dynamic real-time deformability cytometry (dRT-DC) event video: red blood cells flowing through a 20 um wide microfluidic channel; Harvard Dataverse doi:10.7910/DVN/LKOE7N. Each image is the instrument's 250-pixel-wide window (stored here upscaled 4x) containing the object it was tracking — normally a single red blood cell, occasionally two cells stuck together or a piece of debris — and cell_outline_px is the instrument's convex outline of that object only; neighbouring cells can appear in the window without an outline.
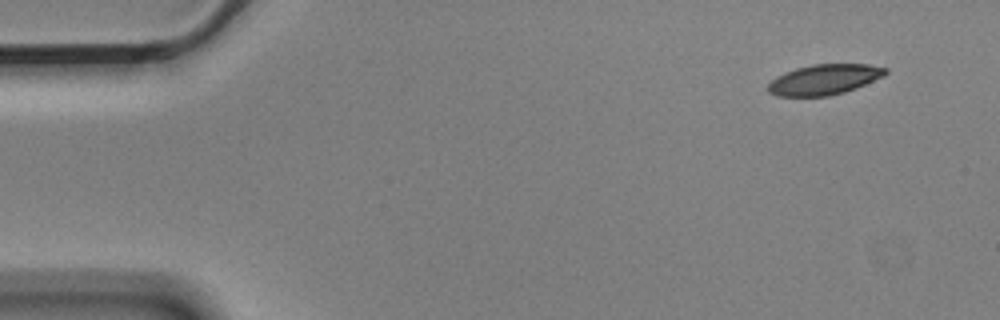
{"species": "Egyptian fruit bat (a non-hibernating species)", "species_latin": "Rousettus aegyptiacus", "temperature_condition": "cold", "stored_images_in_passage": 5, "camera_frame_rate_fps": 3000, "um_per_image_px": 0.085, "animal": {"sex": "male"}, "frame": {"image": 1, "passage_image": 1, "time_ms": 0.0, "image_size_px": [1000, 320], "cell_outline_px": [[888, 72], [884, 76], [856, 88], [844, 92], [828, 96], [776, 96], [768, 92], [764, 88], [776, 76], [784, 72], [796, 68], [812, 64], [868, 64], [888, 68]], "centroid_in_image_um": [70.03, 6.76], "position_along_channel_um": 15.0, "area_um2": 20.98}}
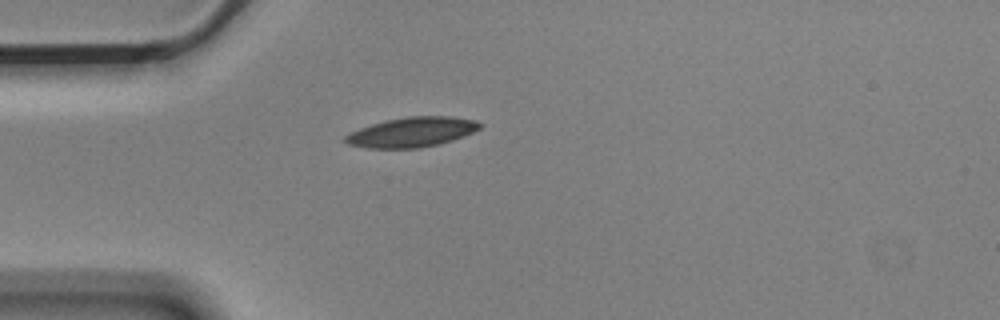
{"frame": {"image": 2, "passage_image": 4, "time_ms": 1.0, "image_size_px": [1000, 320], "cell_outline_px": [[480, 128], [464, 136], [440, 144], [420, 148], [368, 148], [348, 144], [344, 140], [344, 136], [360, 128], [384, 120], [408, 116], [452, 116], [476, 120], [480, 124]], "centroid_in_image_um": [35.01, 11.23], "position_along_channel_um": 50.0, "area_um2": 23.35}}